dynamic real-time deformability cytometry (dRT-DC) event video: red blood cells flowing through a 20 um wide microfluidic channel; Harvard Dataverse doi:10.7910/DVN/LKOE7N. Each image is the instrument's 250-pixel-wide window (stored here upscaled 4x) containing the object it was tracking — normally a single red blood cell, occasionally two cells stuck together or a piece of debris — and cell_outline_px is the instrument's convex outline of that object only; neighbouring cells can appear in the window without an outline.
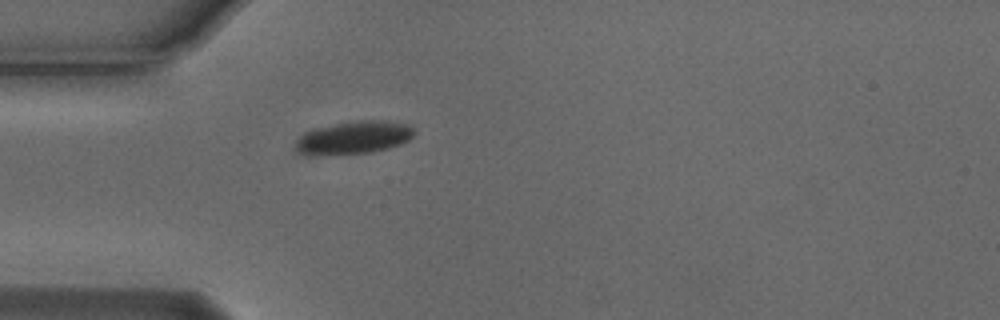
{"species": "Egyptian fruit bat (a non-hibernating species)", "species_latin": "Rousettus aegyptiacus", "temperature_condition": "cold", "stored_images_in_passage": 40, "camera_frame_rate_fps": 3000, "um_per_image_px": 0.085, "animal": {"sex": "male"}, "frame": {"image": 1, "passage_image": 1, "time_ms": 0.0, "image_size_px": [1000, 320], "cell_outline_px": [[416, 132], [408, 140], [400, 144], [388, 148], [372, 152], [324, 156], [296, 152], [296, 140], [304, 132], [312, 128], [332, 124], [360, 120], [388, 120], [408, 124]], "centroid_in_image_um": [30.05, 11.69], "position_along_channel_um": 55.0, "area_um2": 23.06}}
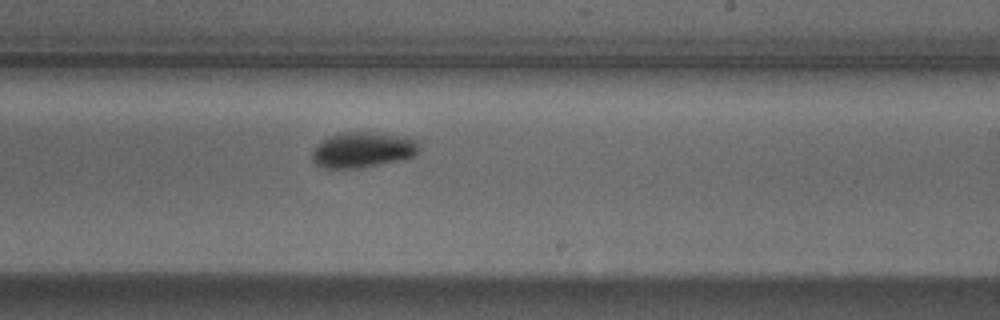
{"frame": {"image": 2, "passage_image": 18, "time_ms": 5.667, "image_size_px": [1000, 320], "cell_outline_px": [[420, 148], [412, 156], [400, 160], [360, 168], [324, 168], [316, 164], [312, 160], [312, 152], [316, 144], [328, 136], [340, 132], [368, 132], [396, 136], [420, 140]], "centroid_in_image_um": [30.79, 12.74], "position_along_channel_um": 258.2, "area_um2": 22.08}}
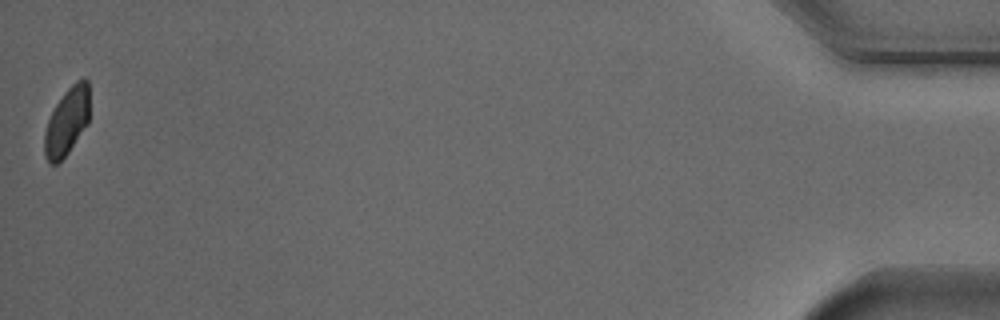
{"frame": {"image": 3, "passage_image": 40, "time_ms": 13.0, "image_size_px": [1000, 320], "cell_outline_px": [[88, 124], [68, 152], [56, 164], [48, 164], [44, 156], [44, 132], [48, 120], [56, 104], [64, 92], [76, 80], [88, 80]], "centroid_in_image_um": [5.66, 10.36], "position_along_channel_um": 429.5, "area_um2": 17.57}, "authors_computed_cell_mechanics": {"area_um2": 21.2704, "velocity_mm_per_s": 3.7073, "shape_relaxation_time_tau1_ms": 1.7314, "shape_relaxation_time_tau2_ms": null, "deformation_change_tau1": 0.081, "deformation_change_tau2": null}}